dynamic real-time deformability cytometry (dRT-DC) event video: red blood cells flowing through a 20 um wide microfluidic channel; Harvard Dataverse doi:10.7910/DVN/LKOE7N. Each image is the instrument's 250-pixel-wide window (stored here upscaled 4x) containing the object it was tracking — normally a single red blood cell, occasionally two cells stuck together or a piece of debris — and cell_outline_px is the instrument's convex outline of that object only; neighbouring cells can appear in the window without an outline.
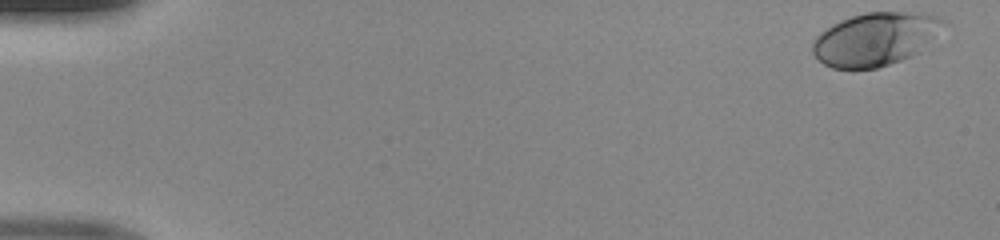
{"species": "human", "species_latin": "Homo sapiens", "temperature_condition": "room temperature", "stored_images_in_passage": 48, "camera_frame_rate_fps": 3000, "um_per_image_px": 0.085, "donor": {"sex": "male"}, "frame": {"image": 1, "passage_image": 1, "time_ms": 0.0, "image_size_px": [1000, 240], "cell_outline_px": [[948, 24], [920, 52], [912, 56], [876, 68], [832, 68], [824, 64], [812, 52], [812, 40], [820, 32], [832, 24], [840, 20], [864, 12], [920, 12], [936, 16], [948, 20]], "centroid_in_image_um": [74.44, 3.3], "position_along_channel_um": 10.6, "area_um2": 40.81}}
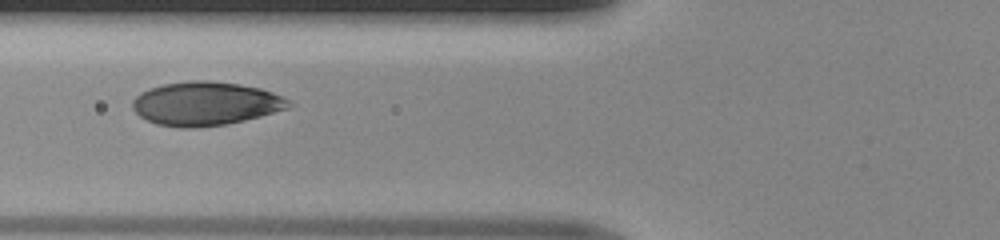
{"frame": {"image": 2, "passage_image": 19, "time_ms": 6.0, "image_size_px": [1000, 240], "cell_outline_px": [[292, 104], [288, 108], [260, 116], [244, 120], [224, 124], [196, 128], [180, 128], [156, 124], [140, 116], [132, 108], [132, 100], [140, 92], [148, 88], [164, 84], [192, 80], [208, 80], [240, 84], [260, 88], [272, 92], [288, 100]], "centroid_in_image_um": [17.43, 8.8], "position_along_channel_um": 108.4, "area_um2": 39.71}}
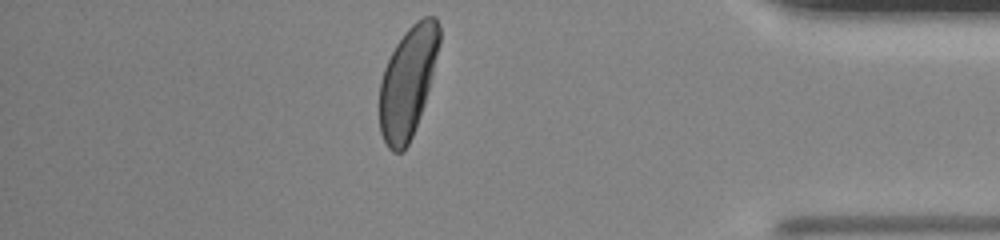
{"frame": {"image": 3, "passage_image": 42, "time_ms": 13.667, "image_size_px": [1000, 240], "cell_outline_px": [[440, 44], [424, 104], [412, 136], [408, 144], [400, 152], [392, 152], [388, 148], [380, 132], [380, 80], [384, 68], [396, 44], [404, 32], [416, 20], [424, 16], [436, 16], [440, 24]], "centroid_in_image_um": [34.67, 6.93], "position_along_channel_um": 400.5, "area_um2": 38.32}}